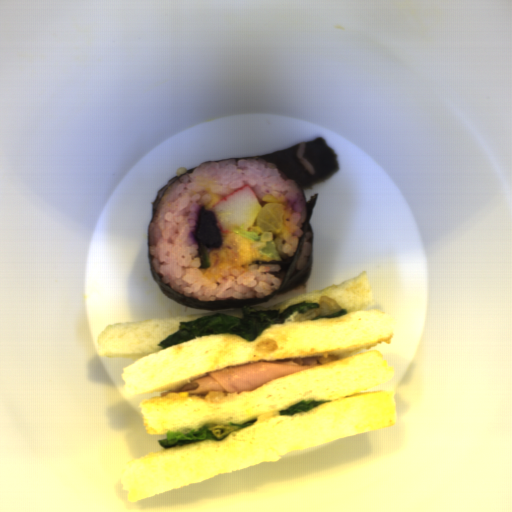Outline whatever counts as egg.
Returning <instances> with one entry per match:
<instances>
[{
	"label": "egg",
	"instance_id": "obj_1",
	"mask_svg": "<svg viewBox=\"0 0 512 512\" xmlns=\"http://www.w3.org/2000/svg\"><path fill=\"white\" fill-rule=\"evenodd\" d=\"M218 232L222 243L219 248L208 249L209 266L213 267L220 263L246 266L271 260L260 253L265 244H260L257 240L247 239L234 231L221 232L218 230Z\"/></svg>",
	"mask_w": 512,
	"mask_h": 512
}]
</instances>
